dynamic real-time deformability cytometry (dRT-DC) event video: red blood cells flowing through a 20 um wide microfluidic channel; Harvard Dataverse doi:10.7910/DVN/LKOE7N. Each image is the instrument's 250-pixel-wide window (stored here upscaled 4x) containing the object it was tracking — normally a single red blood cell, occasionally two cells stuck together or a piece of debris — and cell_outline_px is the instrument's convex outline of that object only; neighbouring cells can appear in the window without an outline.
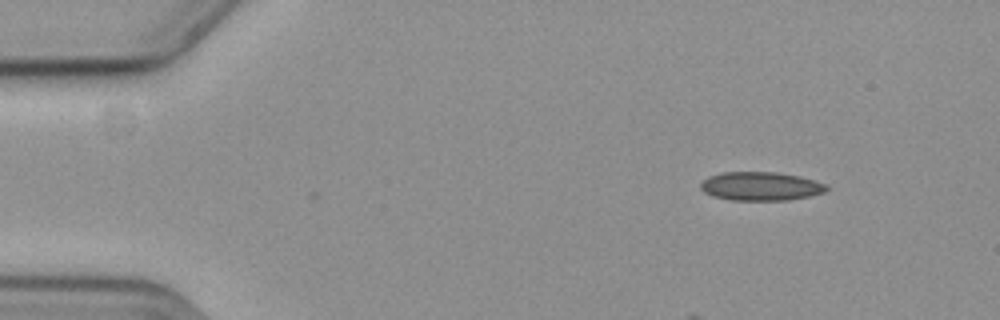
{"species": "common noctule bat (a hibernating species)", "species_latin": "Nyctalus noctula", "temperature_condition": "cold", "stored_images_in_passage": 5, "camera_frame_rate_fps": 3000, "um_per_image_px": 0.085, "animal": {"sex": "female", "body_mass_g": 19.3, "forearm_length_mm": 54.1}, "frame": {"image": 1, "passage_image": 1, "time_ms": 0.0, "image_size_px": [1000, 320], "cell_outline_px": [[828, 188], [824, 192], [808, 196], [788, 200], [732, 200], [712, 196], [704, 192], [700, 188], [700, 184], [708, 176], [724, 172], [776, 172], [800, 176], [824, 184]], "centroid_in_image_um": [64.62, 15.83], "position_along_channel_um": 20.4, "area_um2": 20.87}}